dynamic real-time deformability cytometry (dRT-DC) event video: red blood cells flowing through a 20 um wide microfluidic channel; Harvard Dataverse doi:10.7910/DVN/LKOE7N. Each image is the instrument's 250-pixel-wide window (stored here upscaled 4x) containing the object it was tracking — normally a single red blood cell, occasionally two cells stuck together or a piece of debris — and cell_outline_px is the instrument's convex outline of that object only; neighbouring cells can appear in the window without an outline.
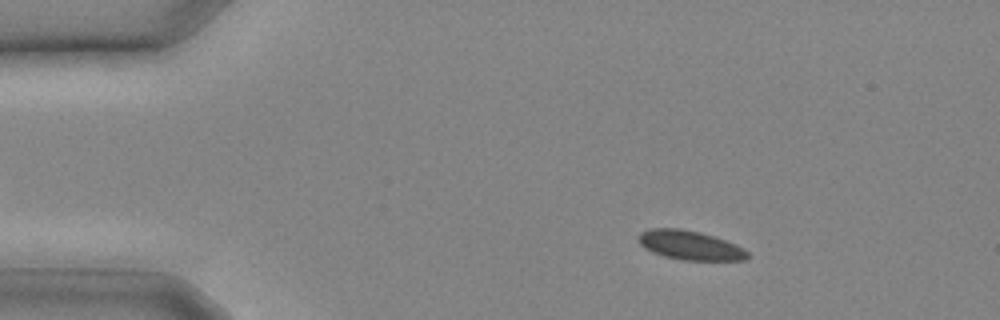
{"species": "common noctule bat (a hibernating species)", "species_latin": "Nyctalus noctula", "temperature_condition": "cold", "stored_images_in_passage": 26, "camera_frame_rate_fps": 3000, "um_per_image_px": 0.085, "animal": {"sex": "male", "body_mass_g": 20.4}, "frame": {"image": 1, "passage_image": 5, "time_ms": 1.333, "image_size_px": [1000, 320], "cell_outline_px": [[748, 256], [744, 260], [684, 260], [664, 256], [652, 252], [644, 248], [636, 240], [640, 232], [648, 228], [680, 228], [700, 232], [736, 244], [744, 248], [748, 252]], "centroid_in_image_um": [58.6, 20.83], "position_along_channel_um": 26.4, "area_um2": 18.61}}
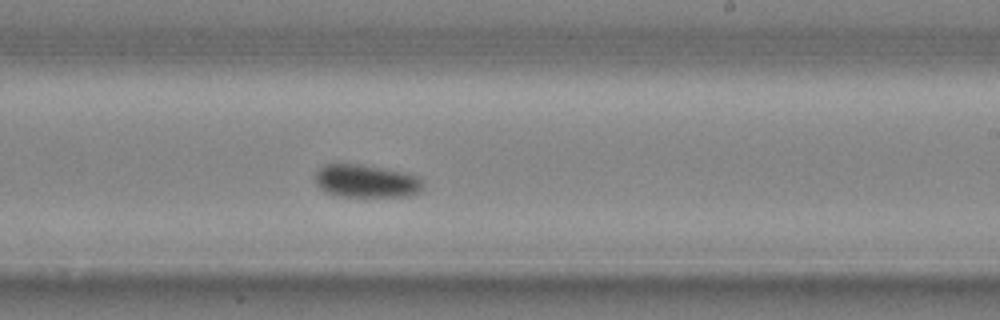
{"frame": {"image": 2, "passage_image": 17, "time_ms": 5.333, "image_size_px": [1000, 320], "cell_outline_px": [[424, 184], [420, 192], [408, 196], [340, 196], [328, 192], [320, 188], [316, 184], [316, 172], [324, 164], [356, 164], [384, 168], [404, 172], [420, 176]], "centroid_in_image_um": [31.17, 15.39], "position_along_channel_um": 257.8, "area_um2": 20.63}}
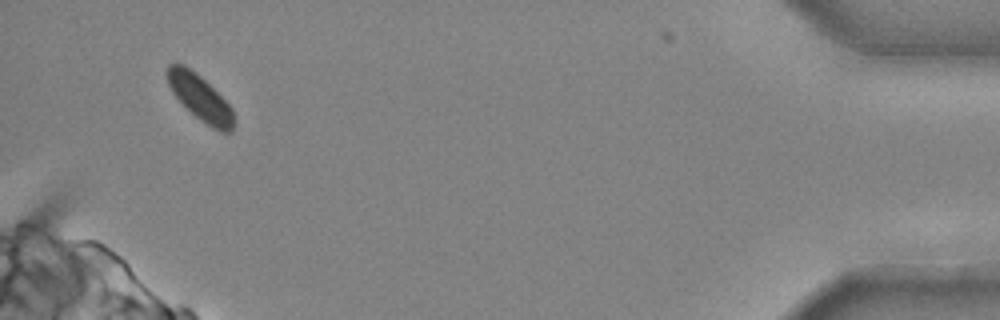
{"frame": {"image": 3, "passage_image": 26, "time_ms": 8.333, "image_size_px": [1000, 320], "cell_outline_px": [[232, 132], [220, 132], [212, 128], [200, 120], [172, 92], [168, 84], [164, 72], [168, 64], [184, 64], [196, 72], [232, 108]], "centroid_in_image_um": [16.95, 8.27], "position_along_channel_um": 418.2, "area_um2": 17.28}}